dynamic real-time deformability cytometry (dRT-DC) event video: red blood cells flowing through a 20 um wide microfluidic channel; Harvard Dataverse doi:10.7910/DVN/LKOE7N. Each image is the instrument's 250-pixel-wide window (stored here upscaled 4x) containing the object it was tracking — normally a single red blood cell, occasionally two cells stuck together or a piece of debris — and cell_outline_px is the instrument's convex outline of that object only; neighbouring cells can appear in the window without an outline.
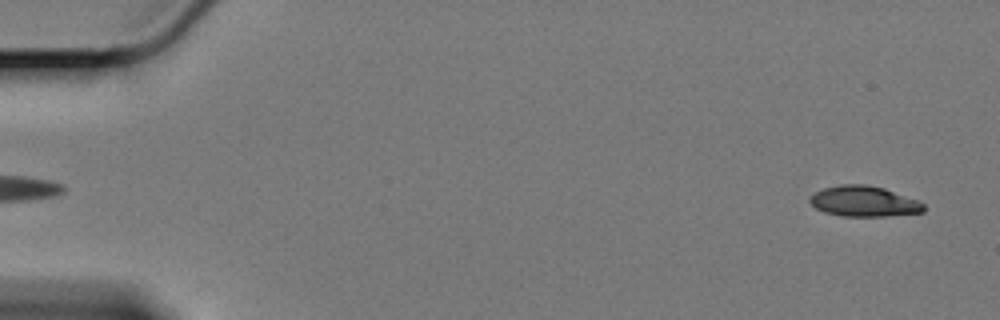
{"species": "Egyptian fruit bat (a non-hibernating species)", "species_latin": "Rousettus aegyptiacus", "temperature_condition": "cold", "stored_images_in_passage": 4, "camera_frame_rate_fps": 3000, "um_per_image_px": 0.085, "animal": {"sex": "female"}, "frame": {"image": 1, "passage_image": 2, "time_ms": 0.333, "image_size_px": [1000, 320], "cell_outline_px": [[924, 212], [884, 216], [844, 216], [824, 212], [816, 208], [808, 200], [816, 192], [824, 188], [840, 184], [864, 184], [884, 188], [916, 200], [924, 204]], "centroid_in_image_um": [73.42, 17.11], "position_along_channel_um": 11.6, "area_um2": 20.0}}